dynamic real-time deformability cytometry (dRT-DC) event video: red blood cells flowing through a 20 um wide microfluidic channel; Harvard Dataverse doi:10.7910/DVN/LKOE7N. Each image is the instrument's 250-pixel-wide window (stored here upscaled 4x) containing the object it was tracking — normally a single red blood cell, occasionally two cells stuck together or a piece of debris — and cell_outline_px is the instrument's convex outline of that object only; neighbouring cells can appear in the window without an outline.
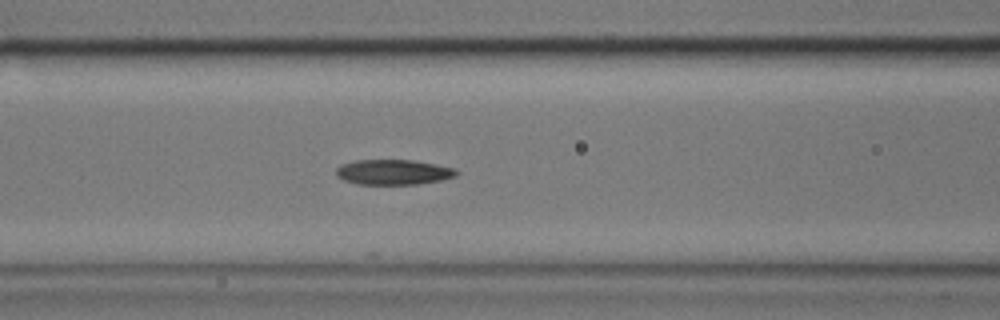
{"species": "common noctule bat (a hibernating species)", "species_latin": "Nyctalus noctula", "temperature_condition": "cold", "stored_images_in_passage": 17, "camera_frame_rate_fps": 3000, "um_per_image_px": 0.085, "animal": {"sex": "male", "body_mass_g": 17.9}, "frame": {"image": 1, "passage_image": 10, "time_ms": 3.0, "image_size_px": [1000, 320], "cell_outline_px": [[460, 172], [456, 176], [440, 180], [416, 184], [356, 184], [344, 180], [336, 176], [336, 168], [340, 164], [356, 160], [412, 160], [436, 164], [456, 168]], "centroid_in_image_um": [33.43, 14.62], "position_along_channel_um": 133.2, "area_um2": 17.74}}